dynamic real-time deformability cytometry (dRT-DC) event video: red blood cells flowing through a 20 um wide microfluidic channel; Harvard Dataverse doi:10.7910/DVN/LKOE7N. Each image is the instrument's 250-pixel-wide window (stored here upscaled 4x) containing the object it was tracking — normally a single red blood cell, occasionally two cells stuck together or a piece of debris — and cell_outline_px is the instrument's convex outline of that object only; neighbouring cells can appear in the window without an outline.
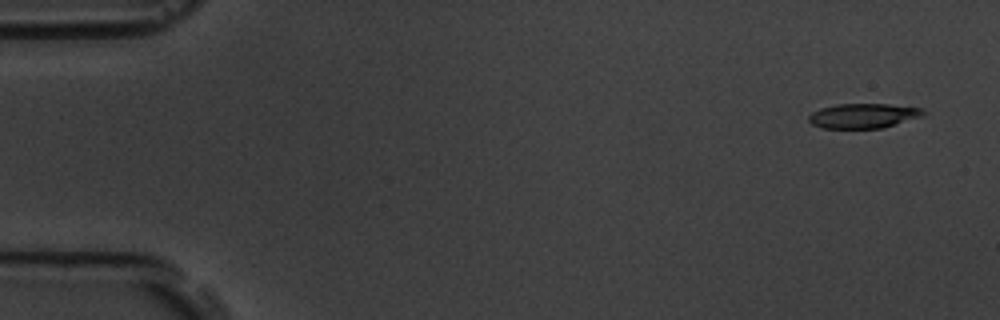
{"species": "common noctule bat (a hibernating species)", "species_latin": "Nyctalus noctula", "temperature_condition": "room temperature", "stored_images_in_passage": 5, "camera_frame_rate_fps": 3000, "um_per_image_px": 0.085, "animal": {"sex": "male", "body_mass_g": 19.5, "forearm_length_mm": 54.6}, "frame": {"image": 1, "passage_image": 1, "time_ms": 0.0, "image_size_px": [1000, 320], "cell_outline_px": [[924, 116], [884, 128], [820, 128], [812, 124], [808, 120], [808, 116], [812, 112], [820, 108], [836, 104], [888, 104], [920, 108], [924, 112]], "centroid_in_image_um": [73.36, 9.85], "position_along_channel_um": 11.6, "area_um2": 16.59}}
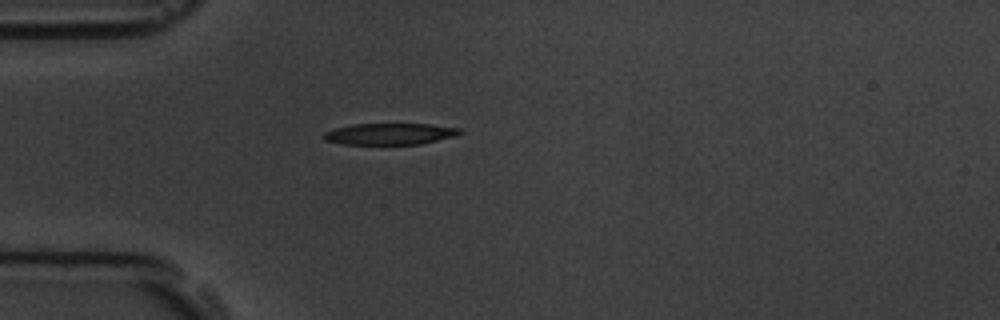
{"frame": {"image": 2, "passage_image": 5, "time_ms": 4.333, "image_size_px": [1000, 320], "cell_outline_px": [[464, 132], [456, 136], [420, 144], [344, 144], [324, 140], [324, 132], [336, 128], [352, 124], [428, 124], [460, 128]], "centroid_in_image_um": [33.17, 11.38], "position_along_channel_um": 51.8, "area_um2": 16.94}}